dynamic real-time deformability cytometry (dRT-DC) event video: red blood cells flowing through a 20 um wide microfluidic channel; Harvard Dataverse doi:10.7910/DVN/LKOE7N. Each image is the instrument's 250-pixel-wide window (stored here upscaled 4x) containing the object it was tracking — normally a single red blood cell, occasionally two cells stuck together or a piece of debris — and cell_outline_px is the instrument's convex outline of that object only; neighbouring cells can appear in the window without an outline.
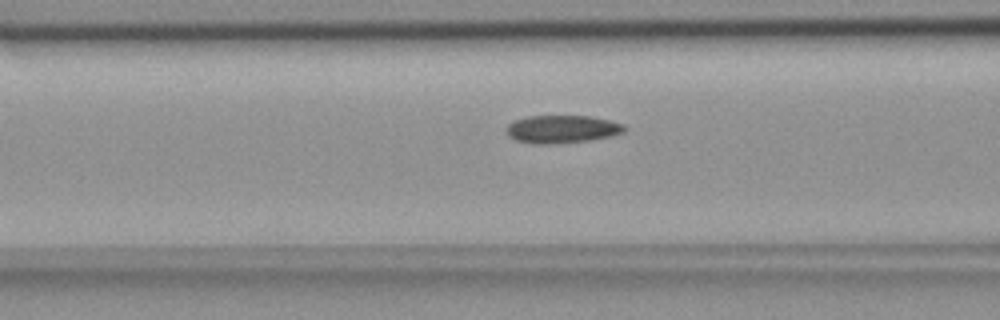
{"species": "common noctule bat (a hibernating species)", "species_latin": "Nyctalus noctula", "temperature_condition": "room temperature", "stored_images_in_passage": 45, "camera_frame_rate_fps": 3000, "um_per_image_px": 0.085, "animal": {"sex": "female", "body_mass_g": 18.4}, "frame": {"image": 1, "passage_image": 22, "time_ms": 7.0, "image_size_px": [1000, 320], "cell_outline_px": [[628, 128], [624, 132], [612, 136], [592, 140], [548, 144], [532, 144], [516, 140], [508, 136], [508, 124], [512, 120], [528, 116], [588, 116], [608, 120], [624, 124]], "centroid_in_image_um": [47.79, 10.98], "position_along_channel_um": 118.8, "area_um2": 19.25}}
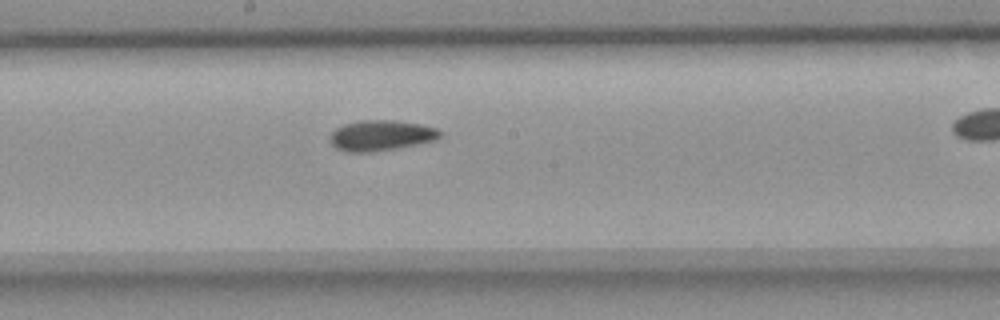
{"frame": {"image": 2, "passage_image": 30, "time_ms": 9.667, "image_size_px": [1000, 320], "cell_outline_px": [[440, 136], [436, 140], [420, 144], [372, 152], [348, 152], [336, 148], [328, 140], [328, 136], [336, 128], [344, 124], [360, 120], [392, 120], [420, 124], [436, 128], [440, 132]], "centroid_in_image_um": [32.35, 11.52], "position_along_channel_um": 215.8, "area_um2": 19.65}}
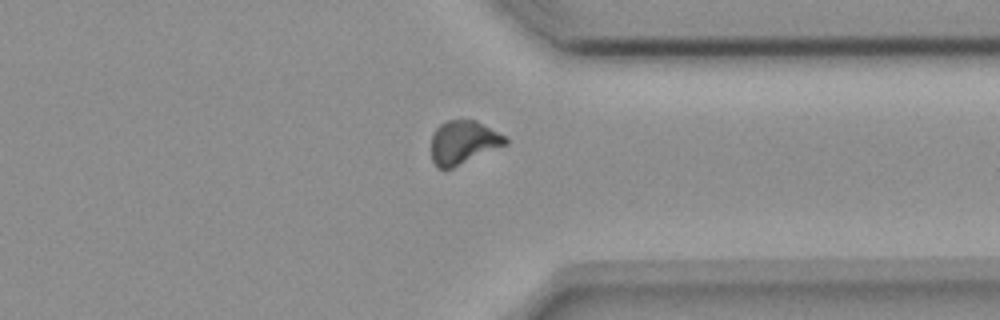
{"frame": {"image": 3, "passage_image": 43, "time_ms": 14.0, "image_size_px": [1000, 320], "cell_outline_px": [[508, 144], [444, 172], [436, 168], [432, 160], [432, 136], [436, 128], [440, 124], [448, 120], [476, 120], [508, 136]], "centroid_in_image_um": [39.4, 12.13], "position_along_channel_um": 372.0, "area_um2": 19.25}}